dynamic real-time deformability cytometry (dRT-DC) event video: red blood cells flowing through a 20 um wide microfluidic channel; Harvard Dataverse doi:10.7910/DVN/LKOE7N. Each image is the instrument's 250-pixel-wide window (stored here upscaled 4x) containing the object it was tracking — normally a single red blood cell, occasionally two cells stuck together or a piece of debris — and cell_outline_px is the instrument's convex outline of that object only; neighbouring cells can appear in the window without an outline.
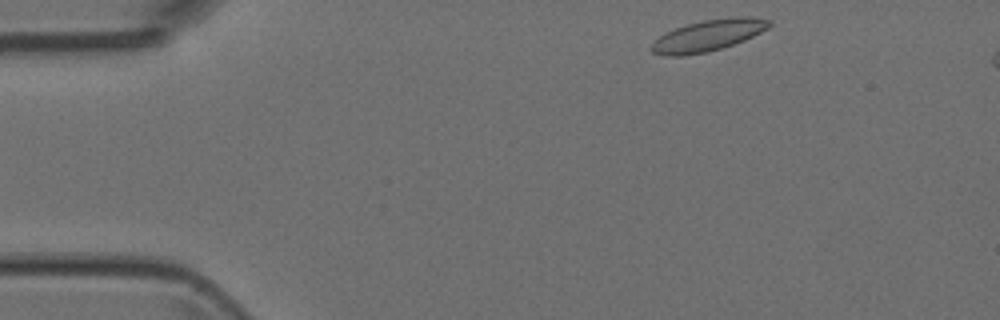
{"species": "Egyptian fruit bat (a non-hibernating species)", "species_latin": "Rousettus aegyptiacus", "temperature_condition": "room temperature", "stored_images_in_passage": 43, "camera_frame_rate_fps": 3000, "um_per_image_px": 0.085, "animal": {"sex": "female"}, "frame": {"image": 1, "passage_image": 1, "time_ms": 0.0, "image_size_px": [1000, 320], "cell_outline_px": [[772, 24], [768, 28], [744, 40], [708, 52], [680, 56], [664, 56], [652, 52], [648, 48], [664, 32], [688, 24], [704, 20], [736, 16], [748, 16], [772, 20]], "centroid_in_image_um": [60.18, 3.01], "position_along_channel_um": 24.8, "area_um2": 21.44}}
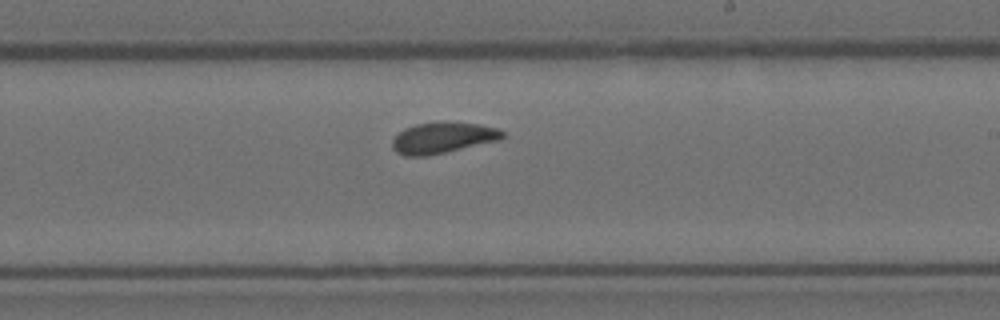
{"frame": {"image": 2, "passage_image": 23, "time_ms": 7.333, "image_size_px": [1000, 320], "cell_outline_px": [[504, 136], [500, 140], [428, 156], [404, 156], [396, 152], [392, 148], [392, 140], [404, 128], [416, 124], [480, 124], [496, 128], [504, 132]], "centroid_in_image_um": [37.61, 11.76], "position_along_channel_um": 251.4, "area_um2": 19.31}}
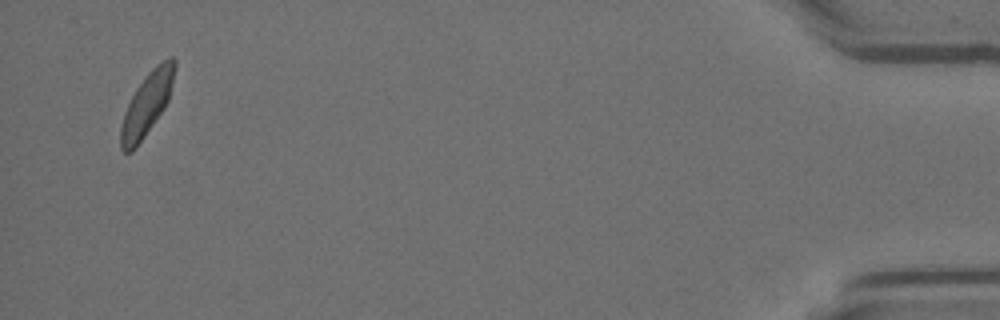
{"frame": {"image": 3, "passage_image": 42, "time_ms": 13.667, "image_size_px": [1000, 320], "cell_outline_px": [[176, 68], [168, 100], [164, 108], [144, 136], [132, 152], [124, 152], [120, 148], [120, 128], [124, 112], [136, 88], [148, 72], [156, 64], [168, 56], [172, 56], [176, 60]], "centroid_in_image_um": [12.49, 8.8], "position_along_channel_um": 422.7, "area_um2": 19.59}}